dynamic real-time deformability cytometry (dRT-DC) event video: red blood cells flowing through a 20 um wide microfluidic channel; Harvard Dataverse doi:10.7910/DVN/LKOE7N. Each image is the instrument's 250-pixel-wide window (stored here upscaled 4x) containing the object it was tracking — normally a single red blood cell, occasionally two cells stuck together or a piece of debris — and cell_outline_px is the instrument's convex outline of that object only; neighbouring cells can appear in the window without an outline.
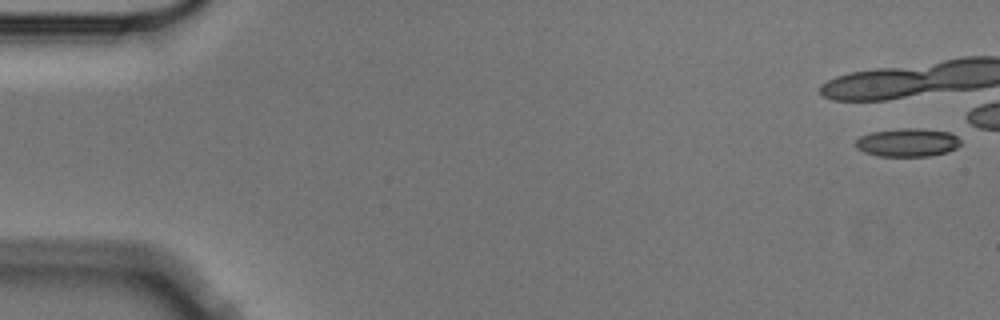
{"species": "Egyptian fruit bat (a non-hibernating species)", "species_latin": "Rousettus aegyptiacus", "temperature_condition": "cold", "stored_images_in_passage": 5, "camera_frame_rate_fps": 3000, "um_per_image_px": 0.085, "animal": {"sex": "male"}, "frame": {"image": 1, "passage_image": 1, "time_ms": 0.0, "image_size_px": [1000, 320], "cell_outline_px": [[960, 144], [956, 148], [948, 152], [928, 156], [880, 156], [864, 152], [856, 148], [856, 140], [860, 136], [872, 132], [904, 128], [924, 128], [952, 132], [960, 140]], "centroid_in_image_um": [77.17, 12.1], "position_along_channel_um": 7.8, "area_um2": 17.4}}